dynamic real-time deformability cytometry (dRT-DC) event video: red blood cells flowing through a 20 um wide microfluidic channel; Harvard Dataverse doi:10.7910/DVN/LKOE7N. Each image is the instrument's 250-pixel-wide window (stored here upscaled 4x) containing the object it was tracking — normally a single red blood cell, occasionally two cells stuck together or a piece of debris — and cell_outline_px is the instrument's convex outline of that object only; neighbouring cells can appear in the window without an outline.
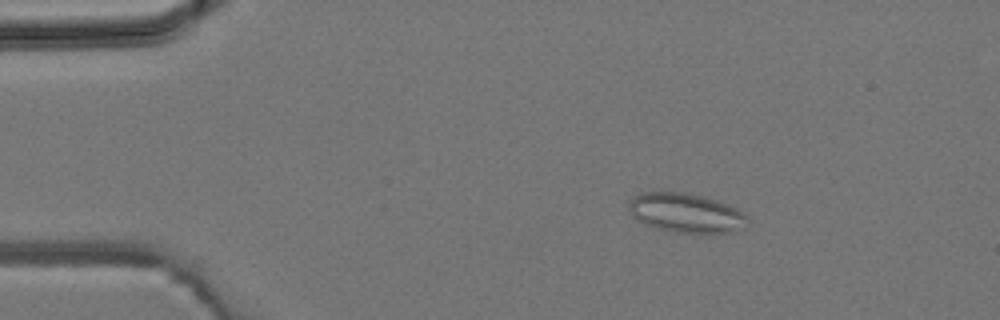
{"species": "common noctule bat (a hibernating species)", "species_latin": "Nyctalus noctula", "temperature_condition": "room temperature", "stored_images_in_passage": 4, "camera_frame_rate_fps": 3000, "um_per_image_px": 0.085, "animal": {"sex": "male", "body_mass_g": 19.2, "forearm_length_mm": 51.8}, "frame": {"image": 1, "passage_image": 3, "time_ms": 2.333, "image_size_px": [1000, 320], "cell_outline_px": [[752, 220], [748, 228], [732, 232], [672, 232], [644, 224], [632, 216], [628, 208], [628, 204], [632, 196], [640, 192], [684, 192], [704, 196], [728, 204], [736, 208], [748, 216]], "centroid_in_image_um": [58.35, 18.09], "position_along_channel_um": 26.7, "area_um2": 27.63}}